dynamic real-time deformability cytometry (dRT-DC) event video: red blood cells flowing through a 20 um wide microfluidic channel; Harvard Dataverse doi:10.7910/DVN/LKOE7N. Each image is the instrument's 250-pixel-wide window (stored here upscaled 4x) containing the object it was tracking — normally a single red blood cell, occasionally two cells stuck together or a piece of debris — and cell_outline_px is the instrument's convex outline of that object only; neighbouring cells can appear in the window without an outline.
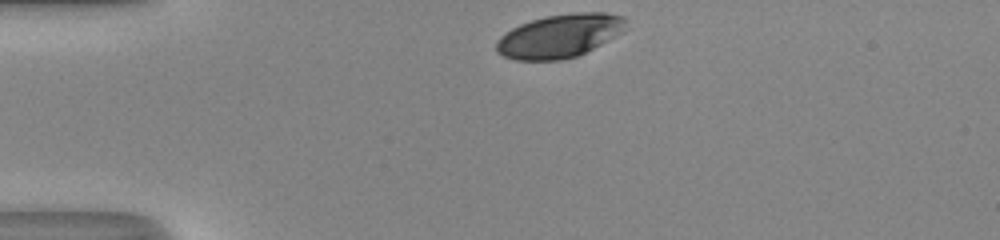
{"species": "human", "species_latin": "Homo sapiens", "temperature_condition": "room temperature", "stored_images_in_passage": 30, "camera_frame_rate_fps": 3000, "um_per_image_px": 0.085, "donor": {"sex": "male"}, "frame": {"image": 1, "passage_image": 1, "time_ms": 0.0, "image_size_px": [1000, 240], "cell_outline_px": [[628, 28], [624, 32], [576, 56], [560, 60], [516, 60], [504, 56], [496, 52], [496, 40], [500, 36], [512, 28], [520, 24], [544, 16], [576, 12], [604, 12], [624, 16]], "centroid_in_image_um": [47.58, 3.04], "position_along_channel_um": 37.4, "area_um2": 32.89}}
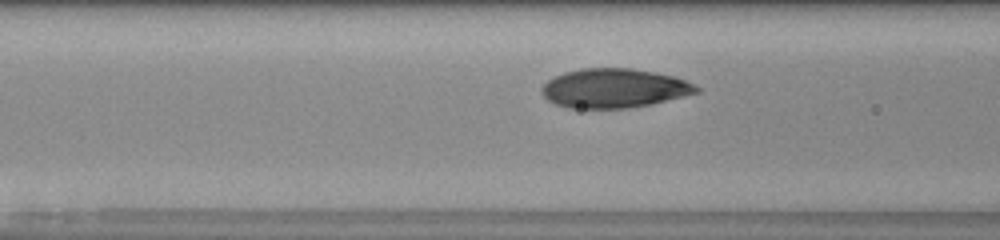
{"frame": {"image": 2, "passage_image": 10, "time_ms": 3.0, "image_size_px": [1000, 240], "cell_outline_px": [[700, 92], [652, 104], [628, 108], [568, 108], [556, 104], [548, 100], [540, 92], [540, 88], [548, 80], [564, 72], [584, 68], [632, 68], [676, 76], [700, 88]], "centroid_in_image_um": [52.2, 7.5], "position_along_channel_um": 114.4, "area_um2": 35.37}}
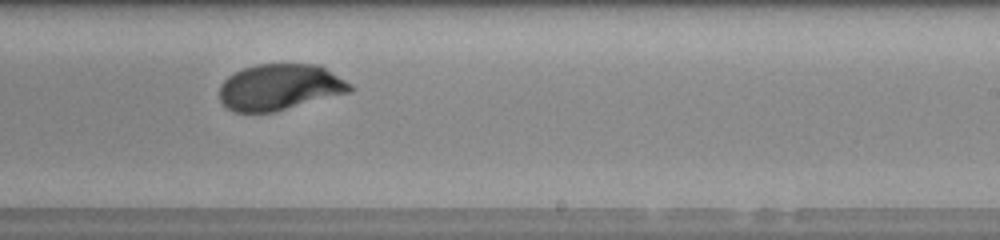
{"frame": {"image": 3, "passage_image": 21, "time_ms": 6.667, "image_size_px": [1000, 240], "cell_outline_px": [[356, 88], [352, 92], [276, 112], [232, 112], [220, 100], [220, 84], [228, 76], [244, 68], [256, 64], [320, 64], [352, 84]], "centroid_in_image_um": [23.83, 7.41], "position_along_channel_um": 265.2, "area_um2": 35.55}, "authors_computed_cell_mechanics": {"area_um2": 35.6915, "velocity_mm_per_s": 4.1324, "shape_relaxation_time_tau1_ms": 2.7006, "shape_relaxation_time_tau2_ms": null, "deformation_change_tau1": 0.1234, "deformation_change_tau2": null}}